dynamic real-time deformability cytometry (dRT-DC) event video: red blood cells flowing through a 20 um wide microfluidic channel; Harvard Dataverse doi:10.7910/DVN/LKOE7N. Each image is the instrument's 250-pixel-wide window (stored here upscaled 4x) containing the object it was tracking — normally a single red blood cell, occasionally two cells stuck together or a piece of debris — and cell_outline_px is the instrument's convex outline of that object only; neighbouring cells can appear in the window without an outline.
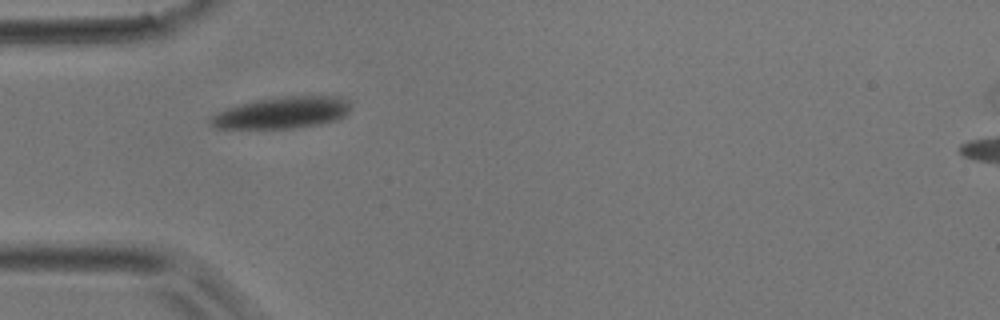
{"species": "common noctule bat (a hibernating species)", "species_latin": "Nyctalus noctula", "temperature_condition": "room temperature", "stored_images_in_passage": 4, "camera_frame_rate_fps": 3000, "um_per_image_px": 0.085, "animal": {"sex": "male", "body_mass_g": 17.9}, "frame": {"image": 1, "passage_image": 1, "time_ms": 0.0, "image_size_px": [1000, 320], "cell_outline_px": [[348, 112], [344, 116], [336, 120], [320, 124], [292, 128], [216, 128], [208, 124], [208, 120], [216, 112], [240, 104], [260, 100], [284, 96], [340, 96], [348, 104]], "centroid_in_image_um": [23.94, 9.59], "position_along_channel_um": 61.1, "area_um2": 25.49}}
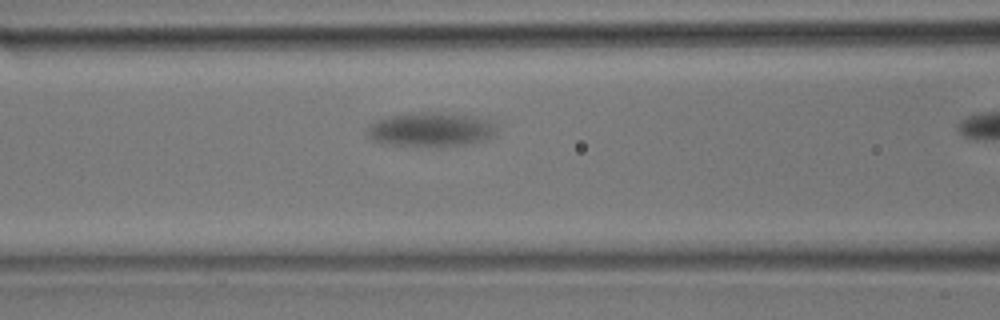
{"frame": {"image": 2, "passage_image": 3, "time_ms": 0.667, "image_size_px": [1000, 320], "cell_outline_px": [[496, 132], [492, 136], [484, 140], [464, 144], [384, 144], [372, 140], [368, 136], [368, 124], [384, 116], [424, 112], [440, 112], [476, 116], [488, 120], [496, 124]], "centroid_in_image_um": [36.6, 10.96], "position_along_channel_um": 130.0, "area_um2": 25.2}}